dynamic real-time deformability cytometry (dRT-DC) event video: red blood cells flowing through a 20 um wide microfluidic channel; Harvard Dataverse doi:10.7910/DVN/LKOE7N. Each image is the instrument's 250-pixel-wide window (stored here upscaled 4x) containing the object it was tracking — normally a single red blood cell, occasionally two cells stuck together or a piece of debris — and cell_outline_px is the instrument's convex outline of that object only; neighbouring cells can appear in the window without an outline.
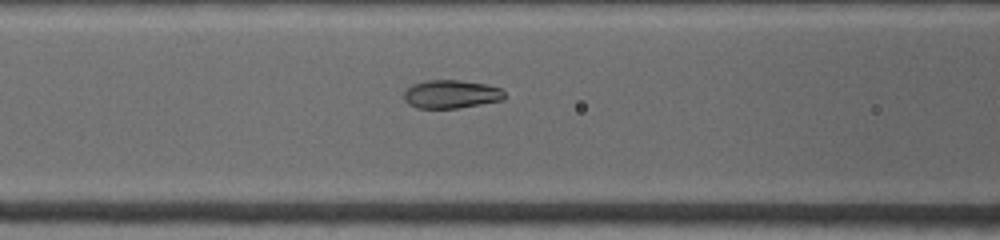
{"species": "common noctule bat (a hibernating species)", "species_latin": "Nyctalus noctula", "temperature_condition": "warm", "stored_images_in_passage": 9, "camera_frame_rate_fps": 4500, "um_per_image_px": 0.085, "animal": {"sex": "female", "body_mass_g": 19.0, "forearm_length_mm": 53.3}, "frame": {"image": 1, "passage_image": 8, "time_ms": 2.889, "image_size_px": [1000, 240], "cell_outline_px": [[504, 100], [460, 108], [416, 108], [408, 104], [404, 100], [404, 92], [412, 84], [428, 80], [460, 80], [488, 84], [500, 88], [504, 92]], "centroid_in_image_um": [38.35, 8.01], "position_along_channel_um": 128.2, "area_um2": 16.76}}